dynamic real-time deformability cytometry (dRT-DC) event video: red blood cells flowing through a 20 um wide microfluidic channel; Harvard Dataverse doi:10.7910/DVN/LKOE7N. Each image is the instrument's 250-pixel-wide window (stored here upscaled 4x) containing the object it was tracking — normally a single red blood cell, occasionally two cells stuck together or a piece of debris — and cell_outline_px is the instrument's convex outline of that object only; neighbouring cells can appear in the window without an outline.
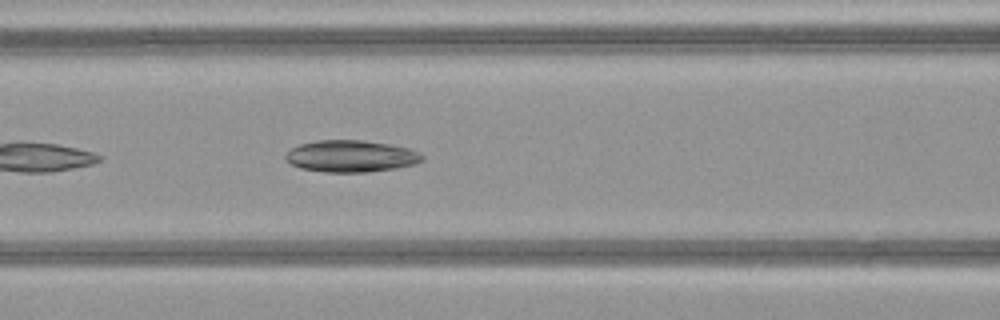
{"species": "common noctule bat (a hibernating species)", "species_latin": "Nyctalus noctula", "temperature_condition": "warm", "stored_images_in_passage": 12, "camera_frame_rate_fps": 3000, "um_per_image_px": 0.085, "animal": {"sex": "female", "body_mass_g": 21.9}, "frame": {"image": 1, "passage_image": 7, "time_ms": 2.0, "image_size_px": [1000, 320], "cell_outline_px": [[424, 160], [416, 164], [396, 168], [368, 172], [324, 172], [300, 168], [284, 160], [284, 156], [292, 148], [300, 144], [316, 140], [364, 140], [412, 148], [424, 156]], "centroid_in_image_um": [29.85, 13.27], "position_along_channel_um": 136.7, "area_um2": 25.55}}